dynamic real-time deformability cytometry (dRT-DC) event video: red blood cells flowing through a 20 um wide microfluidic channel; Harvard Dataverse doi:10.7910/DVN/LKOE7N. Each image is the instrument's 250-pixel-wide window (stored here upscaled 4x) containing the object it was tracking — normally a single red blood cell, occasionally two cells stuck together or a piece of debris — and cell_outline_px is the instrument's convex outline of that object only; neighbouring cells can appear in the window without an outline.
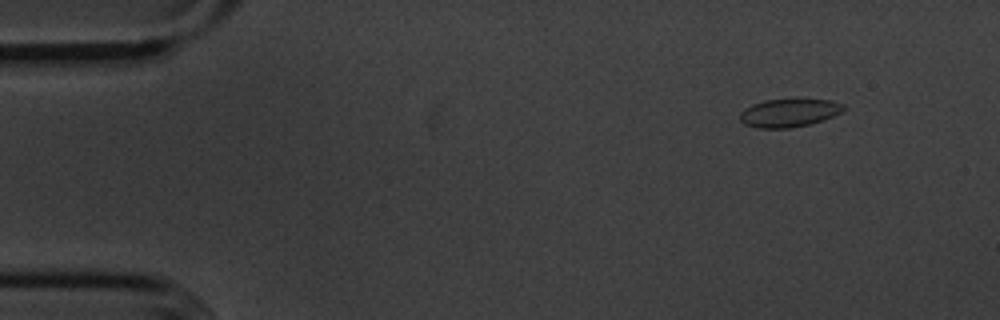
{"species": "common noctule bat (a hibernating species)", "species_latin": "Nyctalus noctula", "temperature_condition": "cold", "stored_images_in_passage": 50, "camera_frame_rate_fps": 3000, "um_per_image_px": 0.085, "animal": {"sex": "male", "body_mass_g": 20.1, "forearm_length_mm": 53.5}, "frame": {"image": 1, "passage_image": 1, "time_ms": 0.0, "image_size_px": [1000, 320], "cell_outline_px": [[844, 108], [840, 112], [824, 120], [808, 124], [788, 128], [760, 128], [744, 124], [740, 120], [740, 112], [744, 108], [752, 104], [764, 100], [832, 100], [844, 104]], "centroid_in_image_um": [67.03, 9.6], "position_along_channel_um": 18.0, "area_um2": 16.76}}
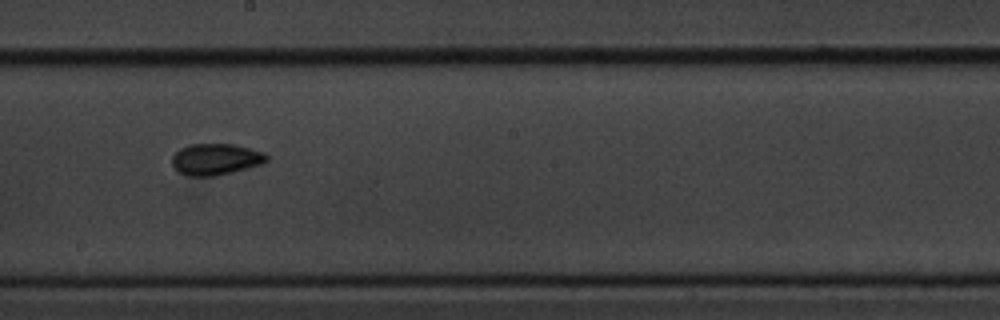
{"frame": {"image": 2, "passage_image": 26, "time_ms": 8.333, "image_size_px": [1000, 320], "cell_outline_px": [[268, 160], [264, 164], [216, 176], [188, 176], [180, 172], [172, 164], [172, 156], [180, 148], [188, 144], [232, 144], [264, 152], [268, 156]], "centroid_in_image_um": [18.35, 13.54], "position_along_channel_um": 229.8, "area_um2": 17.34}}
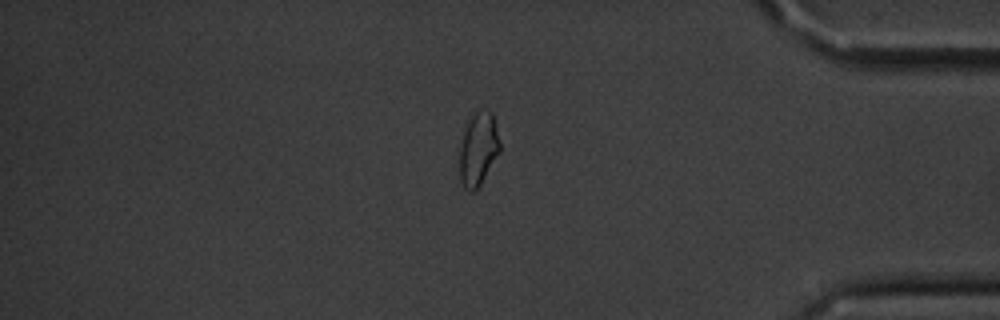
{"frame": {"image": 3, "passage_image": 42, "time_ms": 13.667, "image_size_px": [1000, 320], "cell_outline_px": [[500, 152], [480, 184], [472, 192], [468, 192], [464, 188], [460, 180], [460, 144], [468, 120], [476, 112], [488, 108], [492, 112], [500, 144]], "centroid_in_image_um": [40.65, 12.67], "position_along_channel_um": 394.5, "area_um2": 17.05}}